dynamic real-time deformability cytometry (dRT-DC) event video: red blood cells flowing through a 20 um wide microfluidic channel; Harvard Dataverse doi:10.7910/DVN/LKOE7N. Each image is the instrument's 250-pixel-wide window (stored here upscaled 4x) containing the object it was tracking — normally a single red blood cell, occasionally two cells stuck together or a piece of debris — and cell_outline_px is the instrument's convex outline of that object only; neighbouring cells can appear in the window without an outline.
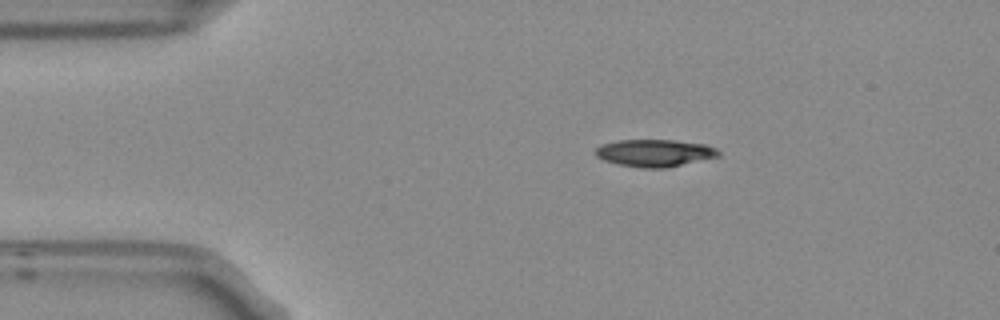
{"species": "Egyptian fruit bat (a non-hibernating species)", "species_latin": "Rousettus aegyptiacus", "temperature_condition": "room temperature", "stored_images_in_passage": 2, "camera_frame_rate_fps": 3000, "um_per_image_px": 0.085, "frame": {"image": 1, "passage_image": 2, "time_ms": 0.333, "image_size_px": [1000, 320], "cell_outline_px": [[720, 156], [664, 168], [640, 168], [620, 164], [604, 160], [596, 156], [592, 152], [600, 144], [620, 140], [672, 140], [708, 144], [716, 148], [720, 152]], "centroid_in_image_um": [55.63, 12.99], "position_along_channel_um": 29.4, "area_um2": 19.59}}